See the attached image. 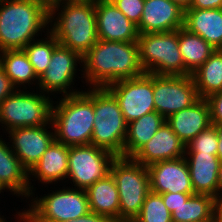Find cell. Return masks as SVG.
<instances>
[{
	"label": "cell",
	"instance_id": "27",
	"mask_svg": "<svg viewBox=\"0 0 222 222\" xmlns=\"http://www.w3.org/2000/svg\"><path fill=\"white\" fill-rule=\"evenodd\" d=\"M179 50L184 61V76L196 71L215 51L208 42L184 27L179 29Z\"/></svg>",
	"mask_w": 222,
	"mask_h": 222
},
{
	"label": "cell",
	"instance_id": "12",
	"mask_svg": "<svg viewBox=\"0 0 222 222\" xmlns=\"http://www.w3.org/2000/svg\"><path fill=\"white\" fill-rule=\"evenodd\" d=\"M106 88L117 99L127 123L155 111L152 73L119 80Z\"/></svg>",
	"mask_w": 222,
	"mask_h": 222
},
{
	"label": "cell",
	"instance_id": "5",
	"mask_svg": "<svg viewBox=\"0 0 222 222\" xmlns=\"http://www.w3.org/2000/svg\"><path fill=\"white\" fill-rule=\"evenodd\" d=\"M62 188L42 197L32 194L29 208L18 211V215L13 216L17 218V222H64L76 220L90 212L85 190L70 186Z\"/></svg>",
	"mask_w": 222,
	"mask_h": 222
},
{
	"label": "cell",
	"instance_id": "3",
	"mask_svg": "<svg viewBox=\"0 0 222 222\" xmlns=\"http://www.w3.org/2000/svg\"><path fill=\"white\" fill-rule=\"evenodd\" d=\"M53 101L51 123L55 140L66 146L91 144L94 123V88ZM55 102V103H54ZM55 104V105H54Z\"/></svg>",
	"mask_w": 222,
	"mask_h": 222
},
{
	"label": "cell",
	"instance_id": "9",
	"mask_svg": "<svg viewBox=\"0 0 222 222\" xmlns=\"http://www.w3.org/2000/svg\"><path fill=\"white\" fill-rule=\"evenodd\" d=\"M29 91L16 89L1 102L0 125L5 132L14 128L39 127L51 121L53 98L38 90Z\"/></svg>",
	"mask_w": 222,
	"mask_h": 222
},
{
	"label": "cell",
	"instance_id": "26",
	"mask_svg": "<svg viewBox=\"0 0 222 222\" xmlns=\"http://www.w3.org/2000/svg\"><path fill=\"white\" fill-rule=\"evenodd\" d=\"M0 65L16 89L26 90L34 83L37 89L39 77L23 49L1 51Z\"/></svg>",
	"mask_w": 222,
	"mask_h": 222
},
{
	"label": "cell",
	"instance_id": "2",
	"mask_svg": "<svg viewBox=\"0 0 222 222\" xmlns=\"http://www.w3.org/2000/svg\"><path fill=\"white\" fill-rule=\"evenodd\" d=\"M47 27L45 0H0V52L23 49L42 36V31H49Z\"/></svg>",
	"mask_w": 222,
	"mask_h": 222
},
{
	"label": "cell",
	"instance_id": "40",
	"mask_svg": "<svg viewBox=\"0 0 222 222\" xmlns=\"http://www.w3.org/2000/svg\"><path fill=\"white\" fill-rule=\"evenodd\" d=\"M217 131L218 145H217V156L222 162V125H213Z\"/></svg>",
	"mask_w": 222,
	"mask_h": 222
},
{
	"label": "cell",
	"instance_id": "11",
	"mask_svg": "<svg viewBox=\"0 0 222 222\" xmlns=\"http://www.w3.org/2000/svg\"><path fill=\"white\" fill-rule=\"evenodd\" d=\"M77 64H83L82 56L61 44H58L52 52L51 61L45 72L39 77L37 90L50 94L73 95L82 92L73 85L76 81ZM73 84V85H72ZM39 88V89H38Z\"/></svg>",
	"mask_w": 222,
	"mask_h": 222
},
{
	"label": "cell",
	"instance_id": "35",
	"mask_svg": "<svg viewBox=\"0 0 222 222\" xmlns=\"http://www.w3.org/2000/svg\"><path fill=\"white\" fill-rule=\"evenodd\" d=\"M194 194L185 193H163L161 197L163 199L164 205L168 208L170 213L176 210L182 203H185L189 197Z\"/></svg>",
	"mask_w": 222,
	"mask_h": 222
},
{
	"label": "cell",
	"instance_id": "23",
	"mask_svg": "<svg viewBox=\"0 0 222 222\" xmlns=\"http://www.w3.org/2000/svg\"><path fill=\"white\" fill-rule=\"evenodd\" d=\"M184 28L202 37L215 49H222V8L187 9Z\"/></svg>",
	"mask_w": 222,
	"mask_h": 222
},
{
	"label": "cell",
	"instance_id": "6",
	"mask_svg": "<svg viewBox=\"0 0 222 222\" xmlns=\"http://www.w3.org/2000/svg\"><path fill=\"white\" fill-rule=\"evenodd\" d=\"M127 125L114 95L107 88H94L91 144L123 157Z\"/></svg>",
	"mask_w": 222,
	"mask_h": 222
},
{
	"label": "cell",
	"instance_id": "32",
	"mask_svg": "<svg viewBox=\"0 0 222 222\" xmlns=\"http://www.w3.org/2000/svg\"><path fill=\"white\" fill-rule=\"evenodd\" d=\"M218 137L216 128L212 125L199 133L186 145L185 153H205L217 155Z\"/></svg>",
	"mask_w": 222,
	"mask_h": 222
},
{
	"label": "cell",
	"instance_id": "37",
	"mask_svg": "<svg viewBox=\"0 0 222 222\" xmlns=\"http://www.w3.org/2000/svg\"><path fill=\"white\" fill-rule=\"evenodd\" d=\"M222 0H192L189 9H220Z\"/></svg>",
	"mask_w": 222,
	"mask_h": 222
},
{
	"label": "cell",
	"instance_id": "8",
	"mask_svg": "<svg viewBox=\"0 0 222 222\" xmlns=\"http://www.w3.org/2000/svg\"><path fill=\"white\" fill-rule=\"evenodd\" d=\"M137 43L139 61L145 73L184 76V61L179 50V29L139 34Z\"/></svg>",
	"mask_w": 222,
	"mask_h": 222
},
{
	"label": "cell",
	"instance_id": "36",
	"mask_svg": "<svg viewBox=\"0 0 222 222\" xmlns=\"http://www.w3.org/2000/svg\"><path fill=\"white\" fill-rule=\"evenodd\" d=\"M15 90L16 88L13 86L11 80L6 75L4 68L0 65V104Z\"/></svg>",
	"mask_w": 222,
	"mask_h": 222
},
{
	"label": "cell",
	"instance_id": "22",
	"mask_svg": "<svg viewBox=\"0 0 222 222\" xmlns=\"http://www.w3.org/2000/svg\"><path fill=\"white\" fill-rule=\"evenodd\" d=\"M1 136V135H0ZM7 143V144H6ZM0 187L14 196L30 199L28 171L14 154L10 143L0 137Z\"/></svg>",
	"mask_w": 222,
	"mask_h": 222
},
{
	"label": "cell",
	"instance_id": "20",
	"mask_svg": "<svg viewBox=\"0 0 222 222\" xmlns=\"http://www.w3.org/2000/svg\"><path fill=\"white\" fill-rule=\"evenodd\" d=\"M166 122L187 145L199 133L212 126L209 104L206 99L199 98L191 106L170 115Z\"/></svg>",
	"mask_w": 222,
	"mask_h": 222
},
{
	"label": "cell",
	"instance_id": "7",
	"mask_svg": "<svg viewBox=\"0 0 222 222\" xmlns=\"http://www.w3.org/2000/svg\"><path fill=\"white\" fill-rule=\"evenodd\" d=\"M110 173L115 179L120 202V222H132L150 192L148 168L132 158L117 156Z\"/></svg>",
	"mask_w": 222,
	"mask_h": 222
},
{
	"label": "cell",
	"instance_id": "21",
	"mask_svg": "<svg viewBox=\"0 0 222 222\" xmlns=\"http://www.w3.org/2000/svg\"><path fill=\"white\" fill-rule=\"evenodd\" d=\"M194 194L211 195L219 200L218 173L221 161L217 155L185 153Z\"/></svg>",
	"mask_w": 222,
	"mask_h": 222
},
{
	"label": "cell",
	"instance_id": "18",
	"mask_svg": "<svg viewBox=\"0 0 222 222\" xmlns=\"http://www.w3.org/2000/svg\"><path fill=\"white\" fill-rule=\"evenodd\" d=\"M185 152L186 145L172 131L169 124L165 122L154 136L131 158L148 167L156 162L182 158Z\"/></svg>",
	"mask_w": 222,
	"mask_h": 222
},
{
	"label": "cell",
	"instance_id": "24",
	"mask_svg": "<svg viewBox=\"0 0 222 222\" xmlns=\"http://www.w3.org/2000/svg\"><path fill=\"white\" fill-rule=\"evenodd\" d=\"M90 211L107 216L112 222H120V202L115 179L109 173L86 190Z\"/></svg>",
	"mask_w": 222,
	"mask_h": 222
},
{
	"label": "cell",
	"instance_id": "33",
	"mask_svg": "<svg viewBox=\"0 0 222 222\" xmlns=\"http://www.w3.org/2000/svg\"><path fill=\"white\" fill-rule=\"evenodd\" d=\"M115 6L135 25H138L145 0H111Z\"/></svg>",
	"mask_w": 222,
	"mask_h": 222
},
{
	"label": "cell",
	"instance_id": "13",
	"mask_svg": "<svg viewBox=\"0 0 222 222\" xmlns=\"http://www.w3.org/2000/svg\"><path fill=\"white\" fill-rule=\"evenodd\" d=\"M153 93L155 111L165 119L199 99L192 75L153 74Z\"/></svg>",
	"mask_w": 222,
	"mask_h": 222
},
{
	"label": "cell",
	"instance_id": "31",
	"mask_svg": "<svg viewBox=\"0 0 222 222\" xmlns=\"http://www.w3.org/2000/svg\"><path fill=\"white\" fill-rule=\"evenodd\" d=\"M132 222H173L172 215L164 205L161 194L150 191L145 197L139 214Z\"/></svg>",
	"mask_w": 222,
	"mask_h": 222
},
{
	"label": "cell",
	"instance_id": "4",
	"mask_svg": "<svg viewBox=\"0 0 222 222\" xmlns=\"http://www.w3.org/2000/svg\"><path fill=\"white\" fill-rule=\"evenodd\" d=\"M49 26V32L59 44L83 57L98 41L95 1L66 3L51 8Z\"/></svg>",
	"mask_w": 222,
	"mask_h": 222
},
{
	"label": "cell",
	"instance_id": "25",
	"mask_svg": "<svg viewBox=\"0 0 222 222\" xmlns=\"http://www.w3.org/2000/svg\"><path fill=\"white\" fill-rule=\"evenodd\" d=\"M166 122V119L156 111L147 113L127 125V135L124 142L123 157L131 158L145 143H147Z\"/></svg>",
	"mask_w": 222,
	"mask_h": 222
},
{
	"label": "cell",
	"instance_id": "45",
	"mask_svg": "<svg viewBox=\"0 0 222 222\" xmlns=\"http://www.w3.org/2000/svg\"><path fill=\"white\" fill-rule=\"evenodd\" d=\"M3 218H4V216H3V215L1 216V214H0V221H1Z\"/></svg>",
	"mask_w": 222,
	"mask_h": 222
},
{
	"label": "cell",
	"instance_id": "30",
	"mask_svg": "<svg viewBox=\"0 0 222 222\" xmlns=\"http://www.w3.org/2000/svg\"><path fill=\"white\" fill-rule=\"evenodd\" d=\"M46 32L44 36L47 35V37L30 41L23 48L38 77L47 70L51 61L52 52L59 44L49 31Z\"/></svg>",
	"mask_w": 222,
	"mask_h": 222
},
{
	"label": "cell",
	"instance_id": "10",
	"mask_svg": "<svg viewBox=\"0 0 222 222\" xmlns=\"http://www.w3.org/2000/svg\"><path fill=\"white\" fill-rule=\"evenodd\" d=\"M116 157L114 153L92 144L70 146L68 180L65 182L70 180L74 188L86 190L110 173L111 165Z\"/></svg>",
	"mask_w": 222,
	"mask_h": 222
},
{
	"label": "cell",
	"instance_id": "34",
	"mask_svg": "<svg viewBox=\"0 0 222 222\" xmlns=\"http://www.w3.org/2000/svg\"><path fill=\"white\" fill-rule=\"evenodd\" d=\"M209 104L212 125H222V91L205 98Z\"/></svg>",
	"mask_w": 222,
	"mask_h": 222
},
{
	"label": "cell",
	"instance_id": "17",
	"mask_svg": "<svg viewBox=\"0 0 222 222\" xmlns=\"http://www.w3.org/2000/svg\"><path fill=\"white\" fill-rule=\"evenodd\" d=\"M184 27V10L171 0H145L139 34L178 30Z\"/></svg>",
	"mask_w": 222,
	"mask_h": 222
},
{
	"label": "cell",
	"instance_id": "19",
	"mask_svg": "<svg viewBox=\"0 0 222 222\" xmlns=\"http://www.w3.org/2000/svg\"><path fill=\"white\" fill-rule=\"evenodd\" d=\"M68 159L69 146L54 140L43 153L40 160L28 172L30 196L35 194L31 180H40L39 183L41 182L43 185L51 183L53 185L58 183V181L59 183L64 182L68 174Z\"/></svg>",
	"mask_w": 222,
	"mask_h": 222
},
{
	"label": "cell",
	"instance_id": "14",
	"mask_svg": "<svg viewBox=\"0 0 222 222\" xmlns=\"http://www.w3.org/2000/svg\"><path fill=\"white\" fill-rule=\"evenodd\" d=\"M4 133L8 134L11 149L28 172L55 140L51 121L39 127L14 128Z\"/></svg>",
	"mask_w": 222,
	"mask_h": 222
},
{
	"label": "cell",
	"instance_id": "29",
	"mask_svg": "<svg viewBox=\"0 0 222 222\" xmlns=\"http://www.w3.org/2000/svg\"><path fill=\"white\" fill-rule=\"evenodd\" d=\"M216 201L217 199L211 195H191L185 203L171 213L172 221L213 222Z\"/></svg>",
	"mask_w": 222,
	"mask_h": 222
},
{
	"label": "cell",
	"instance_id": "1",
	"mask_svg": "<svg viewBox=\"0 0 222 222\" xmlns=\"http://www.w3.org/2000/svg\"><path fill=\"white\" fill-rule=\"evenodd\" d=\"M81 78L86 87L106 88L109 84L145 73L139 61L137 41H98L82 57ZM83 75V76H82Z\"/></svg>",
	"mask_w": 222,
	"mask_h": 222
},
{
	"label": "cell",
	"instance_id": "42",
	"mask_svg": "<svg viewBox=\"0 0 222 222\" xmlns=\"http://www.w3.org/2000/svg\"><path fill=\"white\" fill-rule=\"evenodd\" d=\"M176 3L184 11L190 8L192 0H171Z\"/></svg>",
	"mask_w": 222,
	"mask_h": 222
},
{
	"label": "cell",
	"instance_id": "44",
	"mask_svg": "<svg viewBox=\"0 0 222 222\" xmlns=\"http://www.w3.org/2000/svg\"><path fill=\"white\" fill-rule=\"evenodd\" d=\"M0 222H7L6 217L3 218Z\"/></svg>",
	"mask_w": 222,
	"mask_h": 222
},
{
	"label": "cell",
	"instance_id": "41",
	"mask_svg": "<svg viewBox=\"0 0 222 222\" xmlns=\"http://www.w3.org/2000/svg\"><path fill=\"white\" fill-rule=\"evenodd\" d=\"M213 222H222V201L217 200L214 205Z\"/></svg>",
	"mask_w": 222,
	"mask_h": 222
},
{
	"label": "cell",
	"instance_id": "15",
	"mask_svg": "<svg viewBox=\"0 0 222 222\" xmlns=\"http://www.w3.org/2000/svg\"><path fill=\"white\" fill-rule=\"evenodd\" d=\"M150 191L194 194L185 157L164 160L149 165Z\"/></svg>",
	"mask_w": 222,
	"mask_h": 222
},
{
	"label": "cell",
	"instance_id": "16",
	"mask_svg": "<svg viewBox=\"0 0 222 222\" xmlns=\"http://www.w3.org/2000/svg\"><path fill=\"white\" fill-rule=\"evenodd\" d=\"M98 39L103 41L134 42L139 37L137 25L131 22L111 0H96Z\"/></svg>",
	"mask_w": 222,
	"mask_h": 222
},
{
	"label": "cell",
	"instance_id": "39",
	"mask_svg": "<svg viewBox=\"0 0 222 222\" xmlns=\"http://www.w3.org/2000/svg\"><path fill=\"white\" fill-rule=\"evenodd\" d=\"M93 1H96V0H45V4L50 10L53 7L66 4V3H86V2H93Z\"/></svg>",
	"mask_w": 222,
	"mask_h": 222
},
{
	"label": "cell",
	"instance_id": "28",
	"mask_svg": "<svg viewBox=\"0 0 222 222\" xmlns=\"http://www.w3.org/2000/svg\"><path fill=\"white\" fill-rule=\"evenodd\" d=\"M199 98L222 91V49H215L210 57L192 74Z\"/></svg>",
	"mask_w": 222,
	"mask_h": 222
},
{
	"label": "cell",
	"instance_id": "43",
	"mask_svg": "<svg viewBox=\"0 0 222 222\" xmlns=\"http://www.w3.org/2000/svg\"><path fill=\"white\" fill-rule=\"evenodd\" d=\"M218 185H219V200L222 198V162L218 173Z\"/></svg>",
	"mask_w": 222,
	"mask_h": 222
},
{
	"label": "cell",
	"instance_id": "38",
	"mask_svg": "<svg viewBox=\"0 0 222 222\" xmlns=\"http://www.w3.org/2000/svg\"><path fill=\"white\" fill-rule=\"evenodd\" d=\"M64 222H112L107 216L97 214L95 212H89L84 216L79 217L76 220H68Z\"/></svg>",
	"mask_w": 222,
	"mask_h": 222
}]
</instances>
